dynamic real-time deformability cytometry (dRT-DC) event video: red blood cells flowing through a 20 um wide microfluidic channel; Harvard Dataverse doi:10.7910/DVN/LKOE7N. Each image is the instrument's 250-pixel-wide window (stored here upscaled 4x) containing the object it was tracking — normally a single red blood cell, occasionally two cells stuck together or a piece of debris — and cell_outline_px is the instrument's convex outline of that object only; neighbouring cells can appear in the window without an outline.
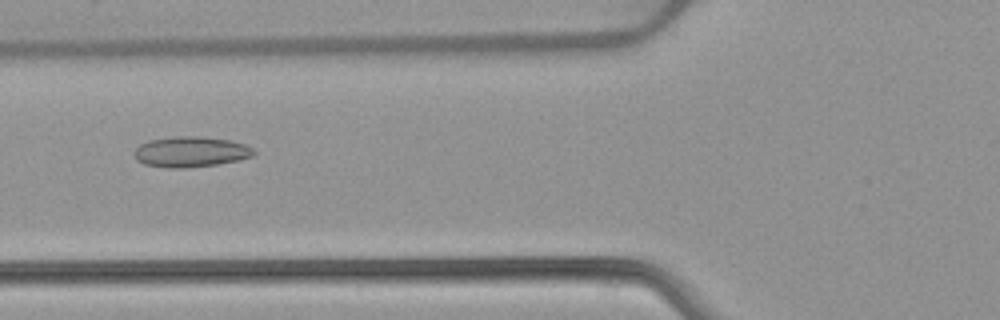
{"species": "common noctule bat (a hibernating species)", "species_latin": "Nyctalus noctula", "temperature_condition": "warm", "stored_images_in_passage": 6, "camera_frame_rate_fps": 3000, "um_per_image_px": 0.085, "animal": {"sex": "female", "body_mass_g": 22.7, "forearm_length_mm": 54.2}, "frame": {"image": 1, "passage_image": 6, "time_ms": 6.0, "image_size_px": [1000, 320], "cell_outline_px": [[256, 152], [252, 156], [240, 160], [216, 164], [188, 168], [168, 168], [144, 164], [136, 160], [136, 148], [140, 144], [148, 140], [176, 136], [196, 136], [232, 140], [244, 144], [252, 148]], "centroid_in_image_um": [16.22, 12.9], "position_along_channel_um": 109.6, "area_um2": 21.27}}